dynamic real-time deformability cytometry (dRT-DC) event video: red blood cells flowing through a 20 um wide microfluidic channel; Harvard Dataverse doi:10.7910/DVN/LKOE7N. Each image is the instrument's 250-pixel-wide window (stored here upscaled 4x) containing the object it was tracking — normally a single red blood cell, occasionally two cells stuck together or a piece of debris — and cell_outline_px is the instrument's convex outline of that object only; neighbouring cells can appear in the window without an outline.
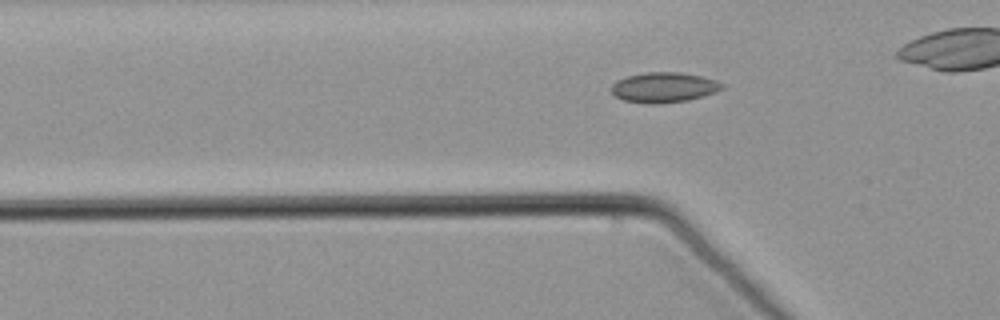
{"species": "common noctule bat (a hibernating species)", "species_latin": "Nyctalus noctula", "temperature_condition": "warm", "stored_images_in_passage": 29, "camera_frame_rate_fps": 3000, "um_per_image_px": 0.085, "animal": {"sex": "male", "body_mass_g": 21.5, "forearm_length_mm": 52.0}, "frame": {"image": 1, "passage_image": 2, "time_ms": 0.333, "image_size_px": [1000, 320], "cell_outline_px": [[724, 88], [716, 92], [688, 100], [652, 104], [648, 104], [624, 100], [616, 96], [612, 92], [612, 84], [616, 80], [628, 76], [644, 72], [680, 72], [700, 76], [716, 80], [724, 84]], "centroid_in_image_um": [56.44, 7.42], "position_along_channel_um": 69.4, "area_um2": 19.36}}
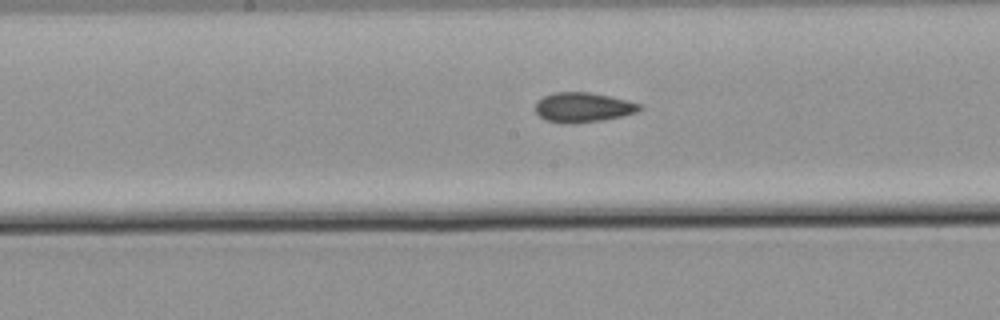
{"frame": {"image": 2, "passage_image": 13, "time_ms": 4.0, "image_size_px": [1000, 320], "cell_outline_px": [[644, 108], [636, 112], [604, 120], [572, 124], [564, 124], [544, 120], [536, 112], [536, 104], [544, 96], [556, 92], [588, 92], [628, 100], [640, 104]], "centroid_in_image_um": [49.56, 9.14], "position_along_channel_um": 198.6, "area_um2": 18.03}}
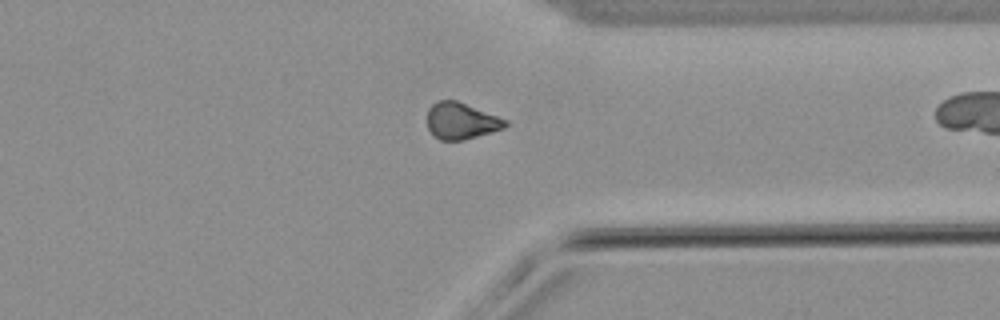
{"frame": {"image": 3, "passage_image": 28, "time_ms": 9.0, "image_size_px": [1000, 320], "cell_outline_px": [[508, 124], [504, 128], [492, 132], [464, 140], [440, 140], [432, 136], [428, 128], [428, 108], [436, 100], [456, 100], [508, 120]], "centroid_in_image_um": [39.18, 10.28], "position_along_channel_um": 372.2, "area_um2": 16.7}}